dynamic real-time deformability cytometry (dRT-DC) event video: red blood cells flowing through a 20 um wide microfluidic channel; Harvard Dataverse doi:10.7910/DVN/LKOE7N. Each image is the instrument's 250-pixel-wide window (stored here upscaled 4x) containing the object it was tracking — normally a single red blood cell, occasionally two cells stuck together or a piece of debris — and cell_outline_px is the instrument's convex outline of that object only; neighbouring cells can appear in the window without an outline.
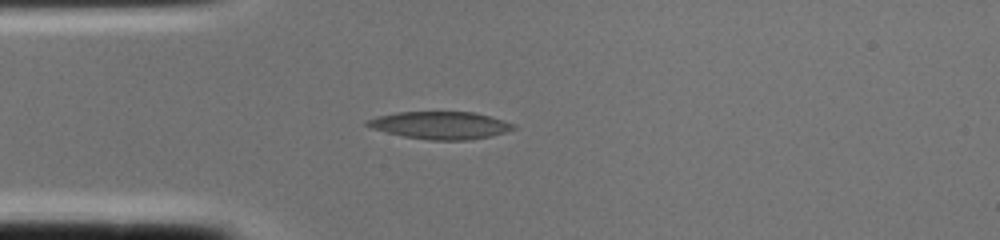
{"species": "common noctule bat (a hibernating species)", "species_latin": "Nyctalus noctula", "temperature_condition": "cold", "stored_images_in_passage": 1, "camera_frame_rate_fps": 3000, "um_per_image_px": 0.085, "animal": {"sex": "female", "body_mass_g": 22.0, "forearm_length_mm": 56.7}, "frame": {"image": 1, "passage_image": 1, "time_ms": 0.0, "image_size_px": [1000, 240], "cell_outline_px": [[516, 128], [492, 136], [472, 140], [428, 140], [404, 136], [372, 128], [364, 124], [368, 120], [380, 116], [396, 112], [476, 112], [504, 120], [516, 124]], "centroid_in_image_um": [37.5, 10.65], "position_along_channel_um": 47.5, "area_um2": 23.35}}